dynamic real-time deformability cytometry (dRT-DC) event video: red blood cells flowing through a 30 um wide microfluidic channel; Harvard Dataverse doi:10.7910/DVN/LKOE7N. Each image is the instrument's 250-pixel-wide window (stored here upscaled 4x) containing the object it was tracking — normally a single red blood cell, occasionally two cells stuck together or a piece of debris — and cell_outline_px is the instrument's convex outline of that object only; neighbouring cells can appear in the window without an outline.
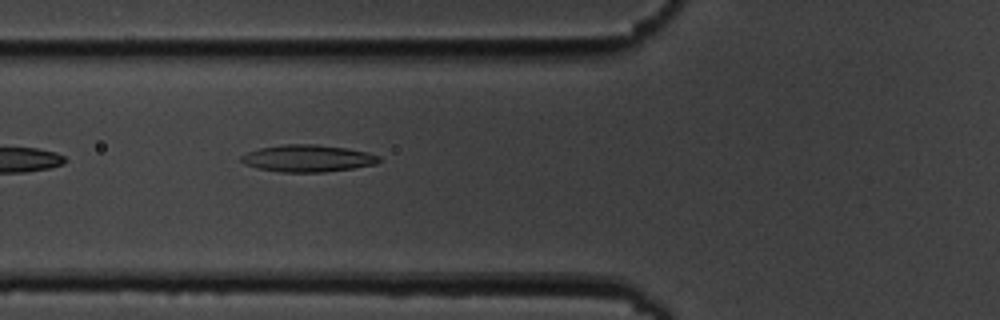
{"species": "common noctule bat (a hibernating species)", "species_latin": "Nyctalus noctula", "temperature_condition": "cold", "stored_images_in_passage": 6, "camera_frame_rate_fps": 3000, "um_per_image_px": 0.085, "animal": {"sex": "male", "body_mass_g": 19.5, "forearm_length_mm": 54.6}, "frame": {"image": 1, "passage_image": 6, "time_ms": 5.667, "image_size_px": [1000, 320], "cell_outline_px": [[380, 160], [376, 164], [352, 168], [324, 172], [280, 172], [256, 168], [244, 164], [240, 160], [240, 156], [248, 152], [260, 148], [284, 144], [316, 144], [344, 148], [368, 152], [380, 156]], "centroid_in_image_um": [26.13, 13.46], "position_along_channel_um": 99.7, "area_um2": 21.68}}